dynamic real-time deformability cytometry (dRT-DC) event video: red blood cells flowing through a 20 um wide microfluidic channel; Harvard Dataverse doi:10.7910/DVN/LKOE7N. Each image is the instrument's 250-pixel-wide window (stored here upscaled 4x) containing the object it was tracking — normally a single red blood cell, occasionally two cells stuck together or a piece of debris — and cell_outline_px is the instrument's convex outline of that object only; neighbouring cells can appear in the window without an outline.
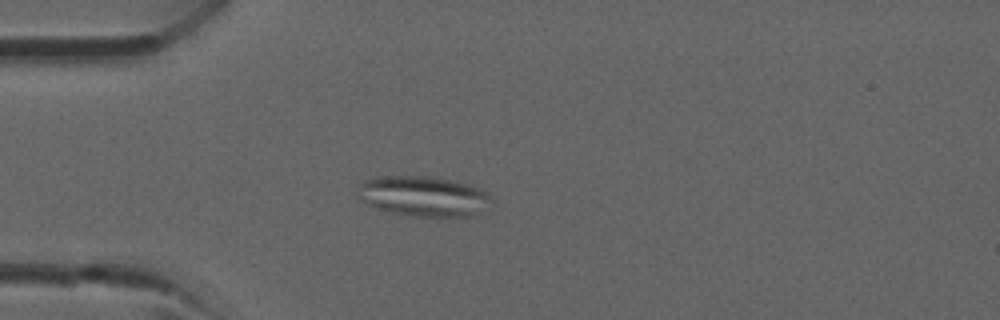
{"species": "common noctule bat (a hibernating species)", "species_latin": "Nyctalus noctula", "temperature_condition": "room temperature", "stored_images_in_passage": 3, "camera_frame_rate_fps": 3000, "um_per_image_px": 0.085, "animal": {"sex": "male", "forearm_length_mm": 52.5}, "frame": {"image": 1, "passage_image": 3, "time_ms": 2.333, "image_size_px": [1000, 320], "cell_outline_px": [[492, 208], [472, 216], [412, 216], [392, 212], [376, 208], [368, 204], [356, 192], [360, 184], [364, 180], [376, 176], [424, 176], [452, 180], [472, 184], [488, 192], [492, 200]], "centroid_in_image_um": [36.08, 16.67], "position_along_channel_um": 48.9, "area_um2": 31.67}}